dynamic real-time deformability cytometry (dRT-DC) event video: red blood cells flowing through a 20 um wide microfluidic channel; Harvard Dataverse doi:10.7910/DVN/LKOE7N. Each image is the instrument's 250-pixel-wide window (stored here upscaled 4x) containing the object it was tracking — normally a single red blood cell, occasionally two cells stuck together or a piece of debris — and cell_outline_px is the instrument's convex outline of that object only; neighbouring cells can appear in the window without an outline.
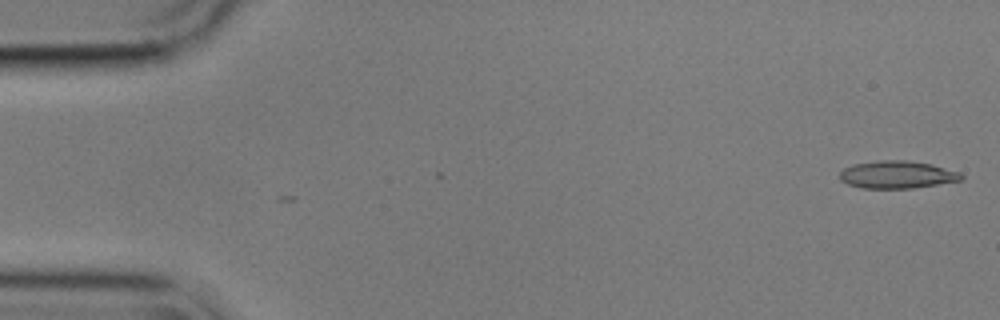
{"species": "common noctule bat (a hibernating species)", "species_latin": "Nyctalus noctula", "temperature_condition": "cold", "stored_images_in_passage": 3, "camera_frame_rate_fps": 3000, "um_per_image_px": 0.085, "animal": {"sex": "male", "body_mass_g": 17.9}, "frame": {"image": 1, "passage_image": 1, "time_ms": 0.0, "image_size_px": [1000, 320], "cell_outline_px": [[964, 176], [960, 180], [912, 188], [860, 188], [848, 184], [840, 180], [840, 172], [844, 168], [852, 164], [880, 160], [904, 160], [928, 164], [960, 172]], "centroid_in_image_um": [76.2, 14.84], "position_along_channel_um": 8.8, "area_um2": 19.25}}